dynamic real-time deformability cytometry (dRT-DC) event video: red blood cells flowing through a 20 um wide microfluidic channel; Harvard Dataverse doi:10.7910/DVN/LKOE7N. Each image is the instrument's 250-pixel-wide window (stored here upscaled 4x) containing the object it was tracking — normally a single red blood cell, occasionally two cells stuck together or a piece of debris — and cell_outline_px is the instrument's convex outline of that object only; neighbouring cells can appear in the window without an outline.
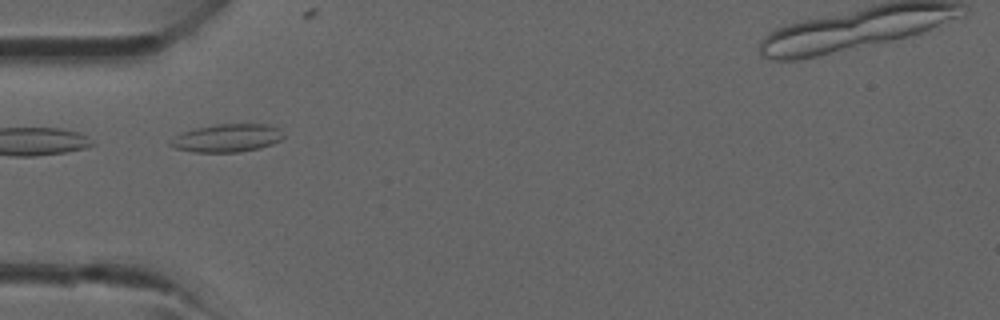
{"species": "common noctule bat (a hibernating species)", "species_latin": "Nyctalus noctula", "temperature_condition": "room temperature", "stored_images_in_passage": 5, "camera_frame_rate_fps": 3000, "um_per_image_px": 0.085, "animal": {"sex": "male", "forearm_length_mm": 52.5}, "frame": {"image": 1, "passage_image": 4, "time_ms": 3.667, "image_size_px": [1000, 320], "cell_outline_px": [[284, 136], [280, 140], [272, 144], [260, 148], [240, 152], [192, 152], [176, 148], [168, 144], [180, 132], [196, 128], [216, 124], [268, 124], [280, 128]], "centroid_in_image_um": [19.32, 11.73], "position_along_channel_um": 65.7, "area_um2": 18.5}}
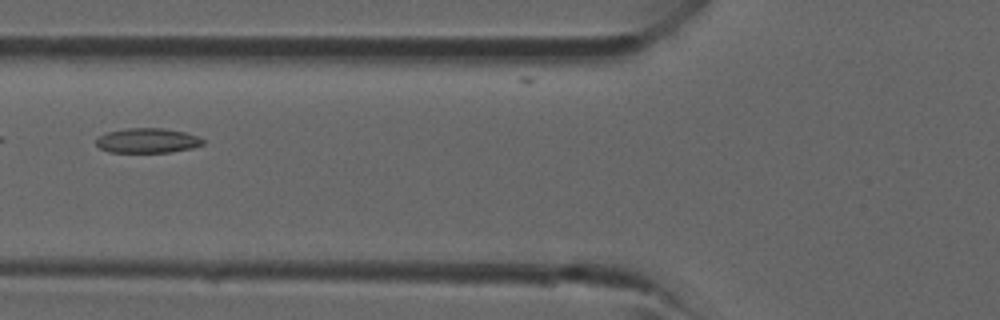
{"frame": {"image": 2, "passage_image": 5, "time_ms": 4.667, "image_size_px": [1000, 320], "cell_outline_px": [[204, 144], [192, 148], [172, 152], [108, 152], [100, 148], [96, 144], [96, 140], [100, 136], [108, 132], [128, 128], [164, 128], [184, 132], [196, 136], [204, 140]], "centroid_in_image_um": [12.54, 11.95], "position_along_channel_um": 113.3, "area_um2": 15.32}}